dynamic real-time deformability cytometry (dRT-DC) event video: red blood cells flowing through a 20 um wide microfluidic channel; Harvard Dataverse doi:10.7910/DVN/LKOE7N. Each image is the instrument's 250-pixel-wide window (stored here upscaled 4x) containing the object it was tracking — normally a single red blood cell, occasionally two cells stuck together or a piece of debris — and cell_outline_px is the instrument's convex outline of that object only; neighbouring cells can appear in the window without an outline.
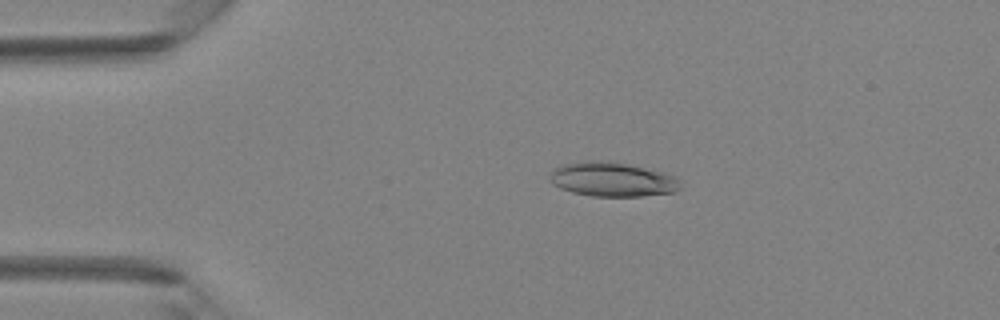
{"species": "Egyptian fruit bat (a non-hibernating species)", "species_latin": "Rousettus aegyptiacus", "temperature_condition": "room temperature", "stored_images_in_passage": 42, "camera_frame_rate_fps": 3000, "um_per_image_px": 0.085, "animal": {"sex": "female"}, "frame": {"image": 1, "passage_image": 9, "time_ms": 2.667, "image_size_px": [1000, 320], "cell_outline_px": [[680, 188], [676, 192], [640, 196], [592, 196], [572, 192], [560, 188], [552, 184], [548, 180], [548, 176], [552, 168], [564, 164], [588, 160], [608, 160], [628, 164], [664, 172], [676, 176], [680, 180]], "centroid_in_image_um": [52.02, 15.24], "position_along_channel_um": 33.0, "area_um2": 26.53}}
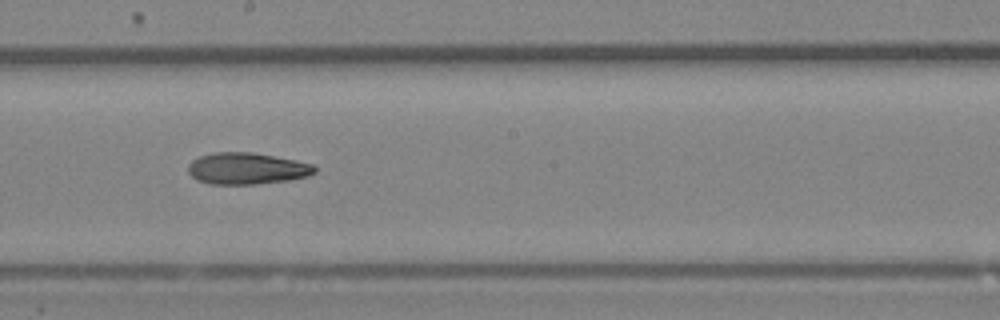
{"frame": {"image": 2, "passage_image": 24, "time_ms": 7.667, "image_size_px": [1000, 320], "cell_outline_px": [[316, 172], [308, 176], [288, 180], [256, 184], [212, 184], [196, 180], [188, 172], [188, 164], [192, 160], [200, 156], [212, 152], [252, 152], [296, 160], [316, 164]], "centroid_in_image_um": [20.99, 14.32], "position_along_channel_um": 227.2, "area_um2": 23.47}}
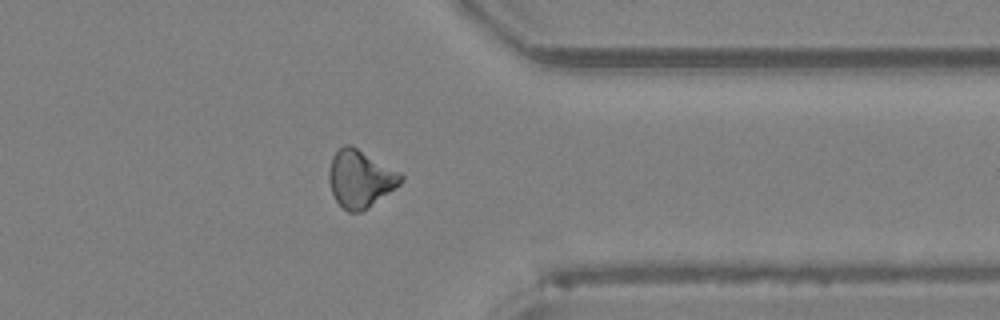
{"frame": {"image": 3, "passage_image": 34, "time_ms": 11.0, "image_size_px": [1000, 320], "cell_outline_px": [[404, 180], [400, 184], [368, 208], [360, 212], [348, 212], [336, 200], [332, 192], [328, 180], [328, 172], [332, 156], [344, 144], [352, 144], [400, 172], [404, 176]], "centroid_in_image_um": [30.62, 15.17], "position_along_channel_um": 380.8, "area_um2": 24.1}}